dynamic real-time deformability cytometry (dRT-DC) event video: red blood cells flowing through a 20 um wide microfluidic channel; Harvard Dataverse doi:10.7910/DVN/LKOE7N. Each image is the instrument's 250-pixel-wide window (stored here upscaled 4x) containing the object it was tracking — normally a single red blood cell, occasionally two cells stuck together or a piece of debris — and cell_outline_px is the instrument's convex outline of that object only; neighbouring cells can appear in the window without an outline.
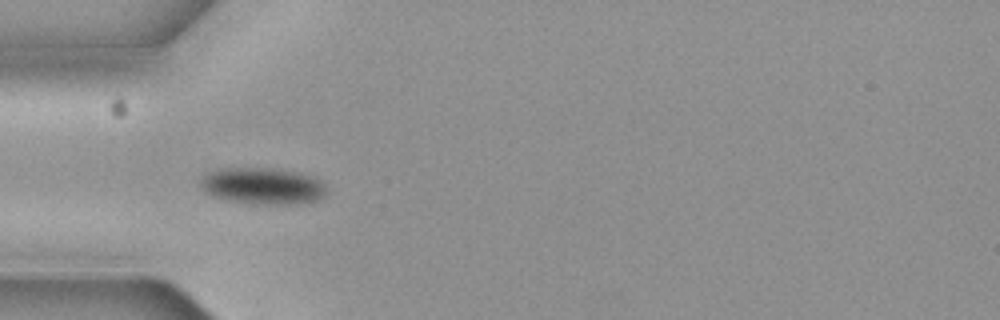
{"species": "common noctule bat (a hibernating species)", "species_latin": "Nyctalus noctula", "temperature_condition": "cold", "stored_images_in_passage": 7, "camera_frame_rate_fps": 3000, "um_per_image_px": 0.085, "animal": {"sex": "female", "body_mass_g": 19.3, "forearm_length_mm": 54.1}, "frame": {"image": 1, "passage_image": 6, "time_ms": 1.667, "image_size_px": [1000, 320], "cell_outline_px": [[324, 196], [320, 200], [292, 204], [256, 204], [228, 200], [212, 196], [204, 192], [200, 184], [204, 176], [208, 172], [220, 168], [272, 168], [296, 172], [312, 176], [320, 180], [324, 184]], "centroid_in_image_um": [22.31, 15.81], "position_along_channel_um": 62.7, "area_um2": 26.82}}
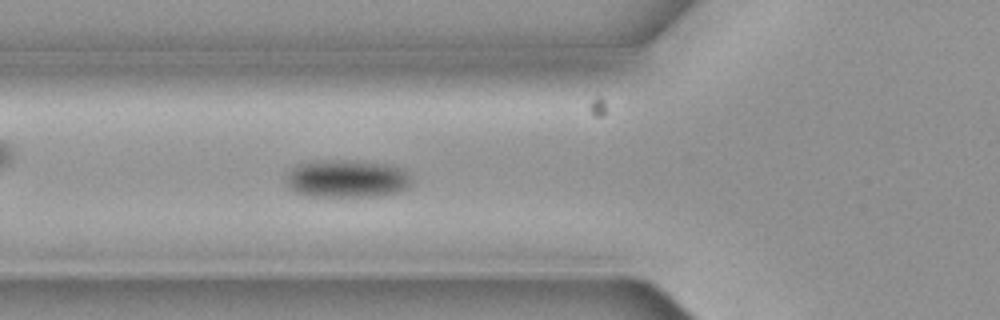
{"frame": {"image": 2, "passage_image": 7, "time_ms": 2.0, "image_size_px": [1000, 320], "cell_outline_px": [[412, 184], [408, 188], [400, 192], [380, 196], [308, 196], [296, 192], [288, 188], [284, 180], [284, 176], [296, 164], [312, 160], [356, 160], [392, 164], [408, 172], [412, 180]], "centroid_in_image_um": [29.48, 15.17], "position_along_channel_um": 96.3, "area_um2": 28.5}}